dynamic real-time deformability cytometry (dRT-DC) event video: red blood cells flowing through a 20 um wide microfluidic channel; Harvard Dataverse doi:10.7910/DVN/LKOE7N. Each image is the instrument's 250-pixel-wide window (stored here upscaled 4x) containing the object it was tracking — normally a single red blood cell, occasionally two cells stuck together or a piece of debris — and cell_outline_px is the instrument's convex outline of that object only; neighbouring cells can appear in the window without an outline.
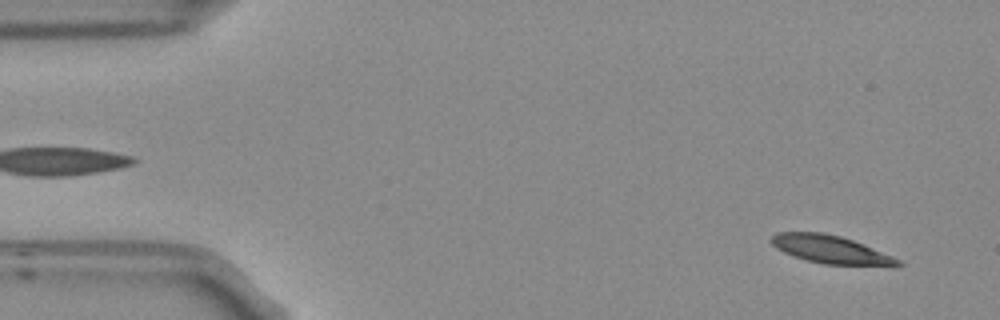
{"species": "Egyptian fruit bat (a non-hibernating species)", "species_latin": "Rousettus aegyptiacus", "temperature_condition": "room temperature", "stored_images_in_passage": 54, "segment_of_instrument_passage": [1, 2], "camera_frame_rate_fps": 3000, "um_per_image_px": 0.085, "frame": {"image": 1, "passage_image": 3, "time_ms": 0.667, "image_size_px": [1000, 320], "cell_outline_px": [[904, 264], [824, 264], [792, 256], [776, 248], [768, 240], [776, 232], [824, 232], [840, 236], [852, 240], [892, 256], [900, 260]], "centroid_in_image_um": [70.46, 21.16], "position_along_channel_um": 14.5, "area_um2": 20.0}}
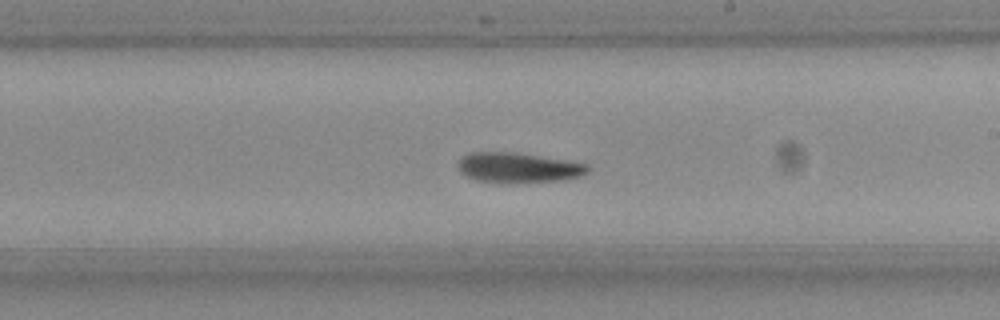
{"frame": {"image": 2, "passage_image": 30, "time_ms": 9.667, "image_size_px": [1000, 320], "cell_outline_px": [[588, 172], [580, 176], [564, 180], [476, 180], [460, 172], [460, 160], [464, 156], [472, 152], [516, 152], [588, 164]], "centroid_in_image_um": [44.09, 14.2], "position_along_channel_um": 244.9, "area_um2": 21.44}}
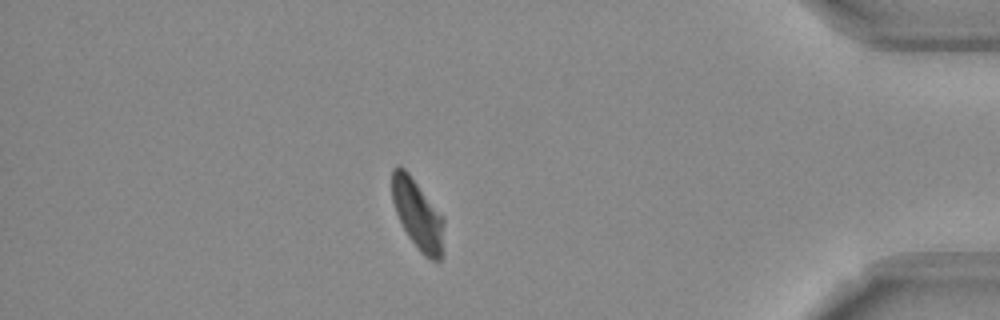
{"frame": {"image": 3, "passage_image": 46, "time_ms": 15.0, "image_size_px": [1000, 320], "cell_outline_px": [[444, 224], [440, 260], [432, 260], [424, 256], [420, 252], [408, 236], [396, 212], [392, 200], [392, 168], [404, 168], [408, 172], [444, 216]], "centroid_in_image_um": [35.51, 18.22], "position_along_channel_um": 399.7, "area_um2": 20.87}}